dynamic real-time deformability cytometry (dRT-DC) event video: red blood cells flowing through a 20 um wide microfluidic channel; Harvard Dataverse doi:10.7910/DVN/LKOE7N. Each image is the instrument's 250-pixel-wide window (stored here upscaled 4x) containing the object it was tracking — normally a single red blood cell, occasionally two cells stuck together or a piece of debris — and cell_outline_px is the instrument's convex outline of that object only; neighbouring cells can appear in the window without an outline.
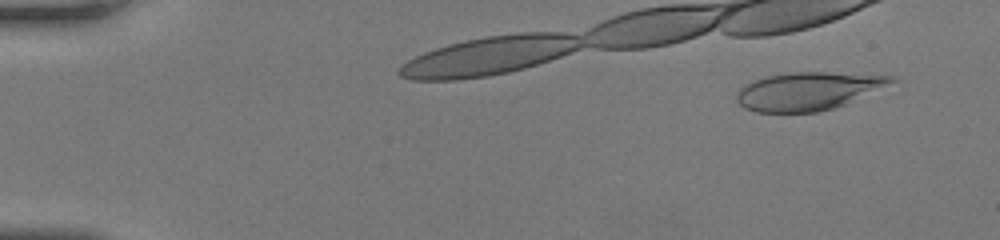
{"species": "human", "species_latin": "Homo sapiens", "temperature_condition": "room temperature", "stored_images_in_passage": 29, "camera_frame_rate_fps": 3000, "um_per_image_px": 0.085, "donor": {"sex": "female"}, "frame": {"image": 1, "passage_image": 4, "time_ms": 1.0, "image_size_px": [1000, 240], "cell_outline_px": [[900, 80], [844, 104], [832, 108], [816, 112], [756, 112], [744, 108], [736, 100], [736, 92], [744, 84], [768, 76], [792, 72], [824, 72], [896, 76]], "centroid_in_image_um": [68.68, 7.74], "position_along_channel_um": 16.3, "area_um2": 34.04}}
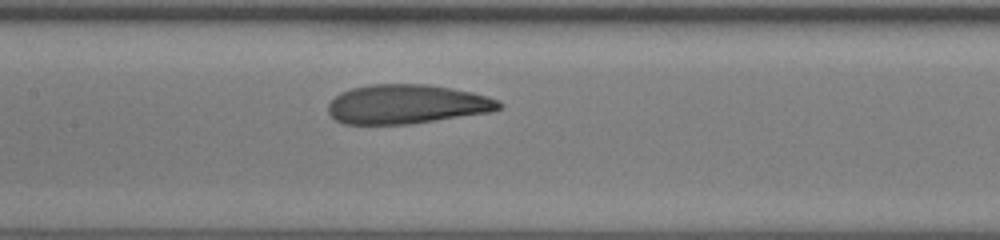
{"frame": {"image": 2, "passage_image": 16, "time_ms": 5.0, "image_size_px": [1000, 240], "cell_outline_px": [[504, 108], [492, 112], [412, 124], [344, 124], [336, 120], [328, 112], [328, 104], [340, 92], [352, 88], [372, 84], [428, 84], [472, 92], [488, 96], [500, 100], [504, 104]], "centroid_in_image_um": [34.64, 8.86], "position_along_channel_um": 172.8, "area_um2": 39.42}}
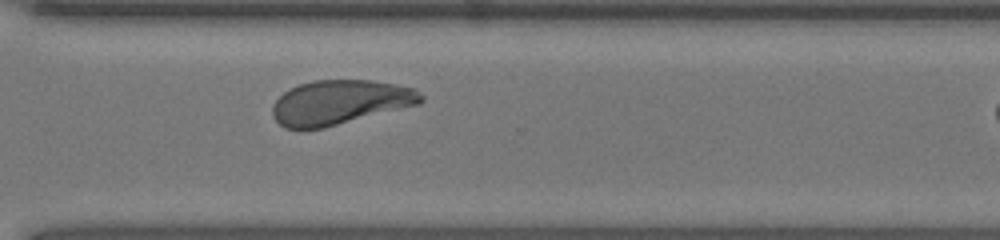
{"frame": {"image": 3, "passage_image": 28, "time_ms": 9.0, "image_size_px": [1000, 240], "cell_outline_px": [[424, 100], [420, 104], [324, 128], [284, 128], [272, 116], [272, 104], [288, 88], [312, 80], [372, 80], [396, 84], [416, 88], [424, 96]], "centroid_in_image_um": [28.92, 8.69], "position_along_channel_um": 341.7, "area_um2": 38.67}}